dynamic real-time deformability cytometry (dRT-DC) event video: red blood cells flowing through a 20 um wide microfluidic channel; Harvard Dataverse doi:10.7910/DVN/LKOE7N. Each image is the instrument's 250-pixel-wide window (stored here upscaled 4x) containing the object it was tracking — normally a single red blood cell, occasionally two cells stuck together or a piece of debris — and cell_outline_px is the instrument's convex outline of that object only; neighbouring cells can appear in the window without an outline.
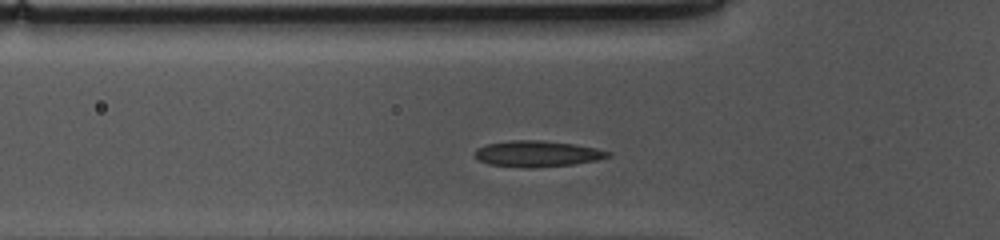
{"species": "common noctule bat (a hibernating species)", "species_latin": "Nyctalus noctula", "temperature_condition": "cold", "stored_images_in_passage": 37, "camera_frame_rate_fps": 3000, "um_per_image_px": 0.085, "animal": {"sex": "female", "body_mass_g": 10.0, "forearm_length_mm": 53.1}, "frame": {"image": 1, "passage_image": 10, "time_ms": 3.0, "image_size_px": [1000, 240], "cell_outline_px": [[612, 156], [596, 160], [572, 164], [532, 168], [524, 168], [488, 164], [480, 160], [476, 156], [476, 148], [488, 144], [512, 140], [544, 140], [576, 144], [596, 148], [612, 152]], "centroid_in_image_um": [45.71, 13.06], "position_along_channel_um": 80.1, "area_um2": 20.23}}
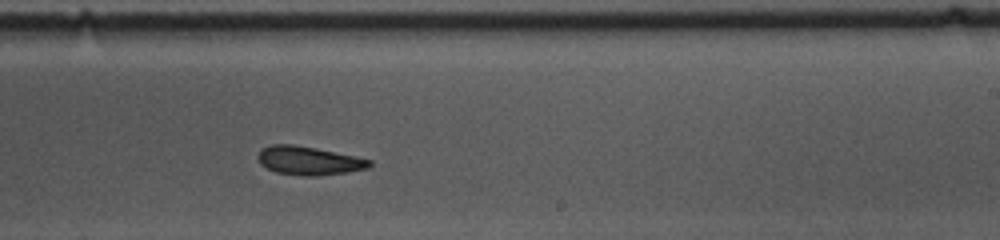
{"frame": {"image": 2, "passage_image": 25, "time_ms": 8.0, "image_size_px": [1000, 240], "cell_outline_px": [[372, 164], [368, 168], [348, 172], [316, 176], [304, 176], [276, 172], [260, 164], [256, 156], [260, 148], [272, 144], [292, 144], [316, 148], [356, 156], [372, 160]], "centroid_in_image_um": [26.23, 13.65], "position_along_channel_um": 262.8, "area_um2": 18.73}}
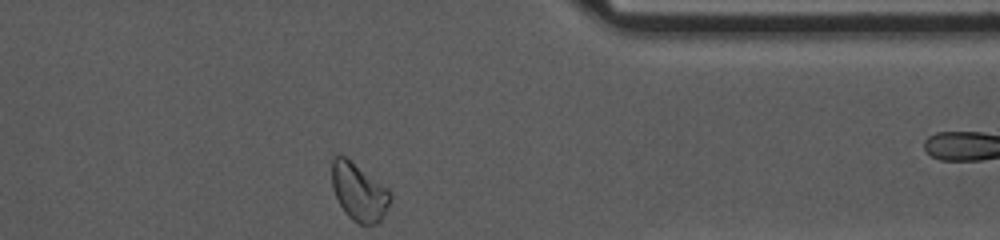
{"frame": {"image": 3, "passage_image": 36, "time_ms": 11.667, "image_size_px": [1000, 240], "cell_outline_px": [[392, 196], [380, 220], [376, 224], [360, 224], [352, 220], [344, 212], [332, 188], [332, 160], [336, 152], [344, 156], [388, 188], [392, 192]], "centroid_in_image_um": [30.49, 16.3], "position_along_channel_um": 380.9, "area_um2": 19.42}}